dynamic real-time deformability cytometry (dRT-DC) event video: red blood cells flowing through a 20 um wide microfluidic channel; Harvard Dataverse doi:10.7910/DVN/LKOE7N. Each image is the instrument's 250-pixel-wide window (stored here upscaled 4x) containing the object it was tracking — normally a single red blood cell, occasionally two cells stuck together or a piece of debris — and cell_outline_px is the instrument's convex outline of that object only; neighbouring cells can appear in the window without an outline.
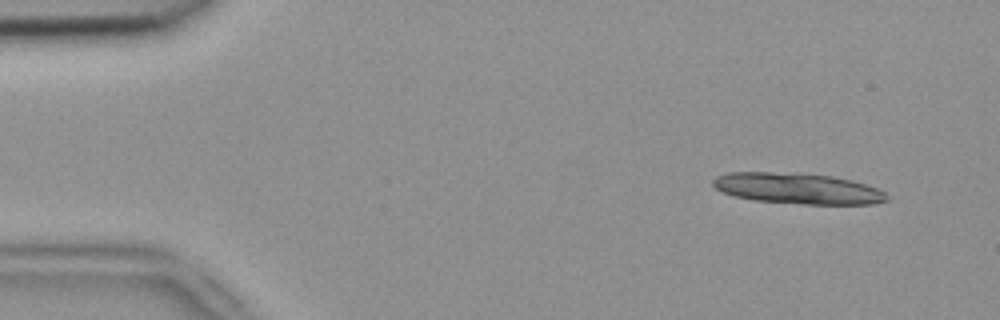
{"species": "common noctule bat (a hibernating species)", "species_latin": "Nyctalus noctula", "temperature_condition": "room temperature", "stored_images_in_passage": 3, "camera_frame_rate_fps": 3000, "um_per_image_px": 0.085, "animal": {"sex": "female", "body_mass_g": 18.4}, "frame": {"image": 1, "passage_image": 1, "time_ms": 0.0, "image_size_px": [1000, 320], "cell_outline_px": [[888, 200], [872, 204], [804, 204], [752, 200], [736, 196], [724, 192], [716, 188], [712, 184], [712, 180], [716, 176], [728, 172], [772, 172], [832, 176], [852, 180], [876, 188], [884, 192], [888, 196]], "centroid_in_image_um": [67.78, 16.02], "position_along_channel_um": 17.2, "area_um2": 30.98}}